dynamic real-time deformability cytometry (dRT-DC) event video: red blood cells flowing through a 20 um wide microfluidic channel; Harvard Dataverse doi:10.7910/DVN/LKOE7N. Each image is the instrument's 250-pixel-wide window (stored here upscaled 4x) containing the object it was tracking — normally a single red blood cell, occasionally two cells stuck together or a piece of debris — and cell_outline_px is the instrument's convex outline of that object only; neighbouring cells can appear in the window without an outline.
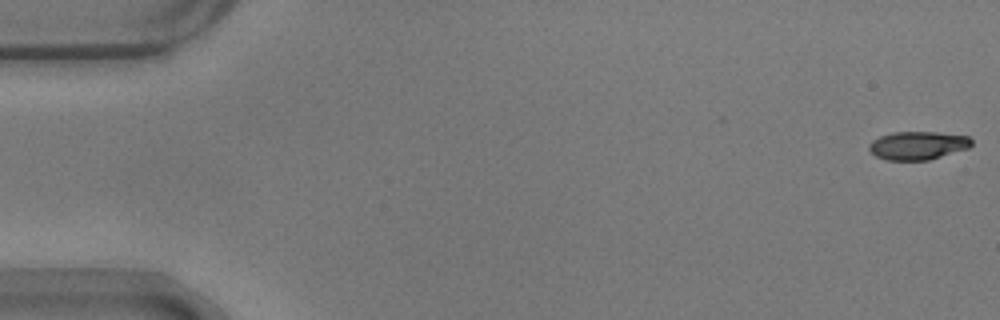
{"species": "common noctule bat (a hibernating species)", "species_latin": "Nyctalus noctula", "temperature_condition": "warm", "stored_images_in_passage": 6, "camera_frame_rate_fps": 3000, "um_per_image_px": 0.085, "animal": {"sex": "male", "body_mass_g": 17.9}, "frame": {"image": 1, "passage_image": 1, "time_ms": 0.0, "image_size_px": [1000, 320], "cell_outline_px": [[972, 144], [968, 148], [928, 160], [888, 160], [876, 156], [868, 148], [868, 144], [872, 140], [880, 136], [892, 132], [936, 132], [968, 136], [972, 140]], "centroid_in_image_um": [77.99, 12.36], "position_along_channel_um": 7.0, "area_um2": 16.82}}